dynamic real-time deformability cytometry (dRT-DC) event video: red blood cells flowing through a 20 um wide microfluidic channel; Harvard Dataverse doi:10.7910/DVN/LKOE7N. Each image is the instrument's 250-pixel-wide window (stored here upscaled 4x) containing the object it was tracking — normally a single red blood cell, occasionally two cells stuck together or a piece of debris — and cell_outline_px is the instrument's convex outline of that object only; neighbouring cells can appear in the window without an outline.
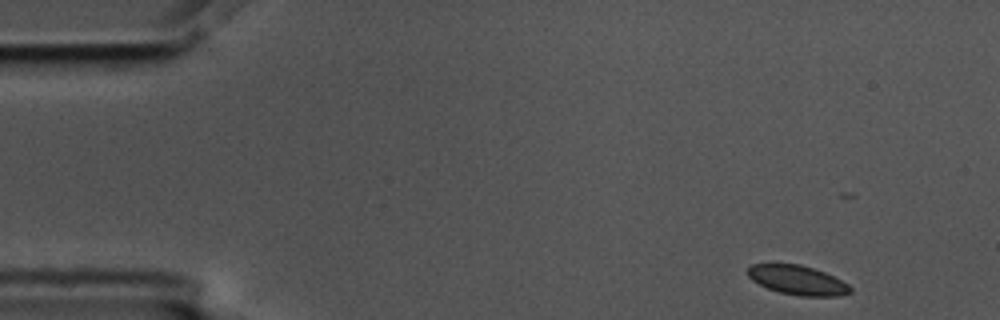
{"species": "common noctule bat (a hibernating species)", "species_latin": "Nyctalus noctula", "temperature_condition": "cold", "stored_images_in_passage": 5, "camera_frame_rate_fps": 3000, "um_per_image_px": 0.085, "animal": {"sex": "male", "body_mass_g": 17.5, "forearm_length_mm": 52.3}, "frame": {"image": 1, "passage_image": 1, "time_ms": 0.0, "image_size_px": [1000, 320], "cell_outline_px": [[852, 292], [840, 296], [800, 296], [780, 292], [768, 288], [752, 280], [748, 276], [748, 268], [752, 264], [800, 264], [824, 272], [848, 284], [852, 288]], "centroid_in_image_um": [67.81, 23.82], "position_along_channel_um": 17.2, "area_um2": 17.34}}